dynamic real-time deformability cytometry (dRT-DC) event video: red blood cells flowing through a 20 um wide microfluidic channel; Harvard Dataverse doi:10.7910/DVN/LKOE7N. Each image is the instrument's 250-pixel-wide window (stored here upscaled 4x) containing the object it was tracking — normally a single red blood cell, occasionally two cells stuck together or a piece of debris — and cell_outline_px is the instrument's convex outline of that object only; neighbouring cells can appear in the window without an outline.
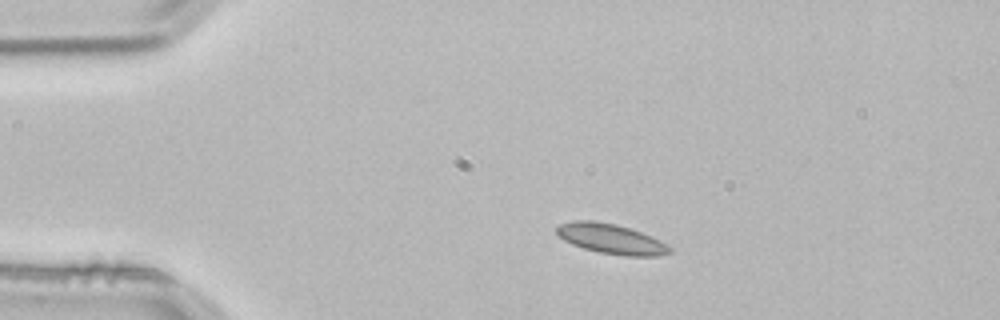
{"species": "common noctule bat (a hibernating species)", "species_latin": "Nyctalus noctula", "temperature_condition": "room temperature", "stored_images_in_passage": 2, "camera_frame_rate_fps": 3000, "um_per_image_px": 0.085, "animal": {"sex": "male", "body_mass_g": 21.5, "forearm_length_mm": 52.0}, "frame": {"image": 1, "passage_image": 1, "time_ms": 0.0, "image_size_px": [1000, 320], "cell_outline_px": [[672, 252], [660, 256], [624, 256], [600, 252], [584, 248], [572, 244], [564, 240], [556, 232], [556, 228], [560, 224], [576, 220], [592, 220], [616, 224], [640, 232], [660, 240], [668, 244], [672, 248]], "centroid_in_image_um": [51.97, 20.31], "position_along_channel_um": 33.0, "area_um2": 19.65}}